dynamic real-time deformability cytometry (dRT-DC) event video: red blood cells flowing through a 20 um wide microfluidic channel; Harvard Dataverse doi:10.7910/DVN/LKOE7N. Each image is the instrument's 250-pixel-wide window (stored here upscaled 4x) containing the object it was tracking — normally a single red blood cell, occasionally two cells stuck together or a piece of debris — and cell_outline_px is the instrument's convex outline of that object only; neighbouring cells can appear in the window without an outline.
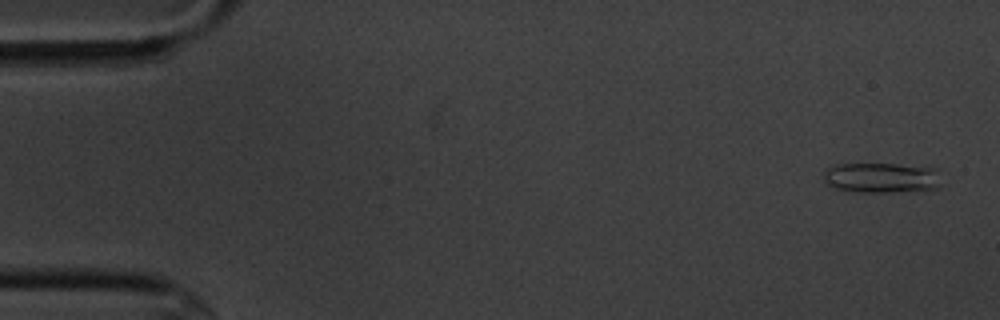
{"species": "common noctule bat (a hibernating species)", "species_latin": "Nyctalus noctula", "temperature_condition": "cold", "stored_images_in_passage": 5, "camera_frame_rate_fps": 3000, "um_per_image_px": 0.085, "animal": {"sex": "male", "body_mass_g": 20.1, "forearm_length_mm": 53.5}, "frame": {"image": 1, "passage_image": 1, "time_ms": 0.0, "image_size_px": [1000, 320], "cell_outline_px": [[936, 188], [924, 192], [860, 192], [836, 188], [828, 184], [824, 180], [824, 172], [828, 168], [836, 164], [896, 164], [936, 168]], "centroid_in_image_um": [74.91, 15.12], "position_along_channel_um": 10.1, "area_um2": 20.63}}
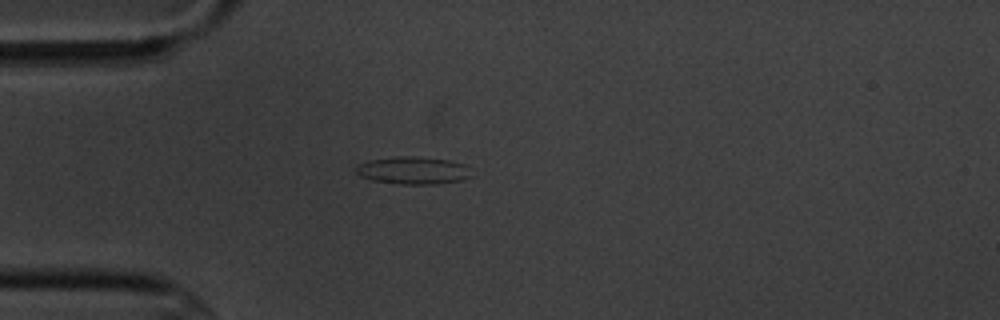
{"frame": {"image": 2, "passage_image": 5, "time_ms": 4.333, "image_size_px": [1000, 320], "cell_outline_px": [[476, 176], [460, 180], [436, 184], [404, 184], [372, 180], [360, 176], [356, 172], [356, 168], [360, 164], [368, 160], [396, 156], [408, 156], [448, 160], [464, 164]], "centroid_in_image_um": [35.15, 14.49], "position_along_channel_um": 49.9, "area_um2": 18.44}}